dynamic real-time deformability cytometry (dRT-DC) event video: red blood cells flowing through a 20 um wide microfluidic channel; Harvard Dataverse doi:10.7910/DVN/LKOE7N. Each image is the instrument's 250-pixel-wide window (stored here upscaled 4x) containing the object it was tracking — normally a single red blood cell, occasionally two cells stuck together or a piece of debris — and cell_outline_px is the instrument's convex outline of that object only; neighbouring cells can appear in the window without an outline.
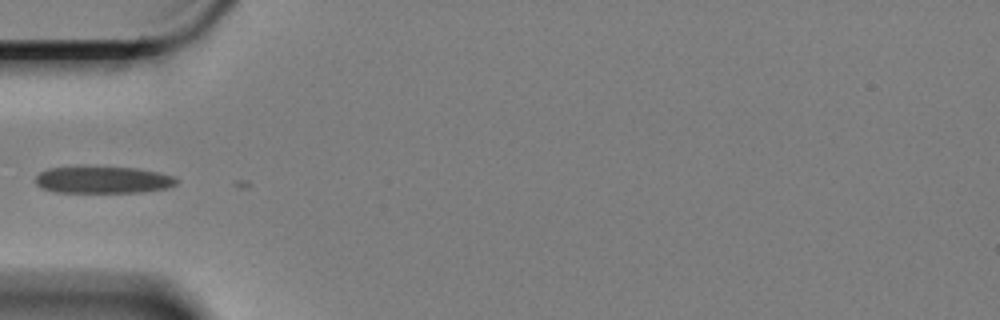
{"species": "Egyptian fruit bat (a non-hibernating species)", "species_latin": "Rousettus aegyptiacus", "temperature_condition": "cold", "stored_images_in_passage": 2, "camera_frame_rate_fps": 3000, "um_per_image_px": 0.085, "animal": {"sex": "female"}, "frame": {"image": 1, "passage_image": 1, "time_ms": 0.0, "image_size_px": [1000, 320], "cell_outline_px": [[180, 180], [176, 184], [168, 188], [144, 192], [56, 192], [40, 188], [36, 184], [36, 176], [40, 172], [48, 168], [140, 168], [160, 172], [176, 176]], "centroid_in_image_um": [8.83, 15.3], "position_along_channel_um": 76.2, "area_um2": 22.02}}